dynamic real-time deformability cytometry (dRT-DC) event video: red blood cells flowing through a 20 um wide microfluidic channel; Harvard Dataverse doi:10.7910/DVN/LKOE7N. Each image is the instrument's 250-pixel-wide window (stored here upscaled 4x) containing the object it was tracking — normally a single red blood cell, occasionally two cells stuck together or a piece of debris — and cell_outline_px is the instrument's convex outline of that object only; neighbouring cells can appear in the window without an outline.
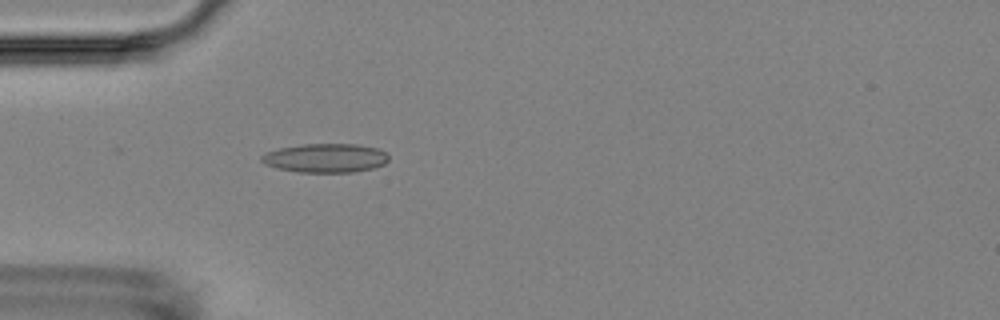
{"species": "Egyptian fruit bat (a non-hibernating species)", "species_latin": "Rousettus aegyptiacus", "temperature_condition": "room temperature", "stored_images_in_passage": 5, "camera_frame_rate_fps": 3000, "um_per_image_px": 0.085, "animal": {"sex": "female"}, "frame": {"image": 1, "passage_image": 5, "time_ms": 4.333, "image_size_px": [1000, 320], "cell_outline_px": [[388, 160], [384, 164], [372, 168], [352, 172], [300, 172], [276, 168], [264, 164], [260, 160], [260, 156], [268, 152], [280, 148], [304, 144], [356, 144], [376, 148], [384, 152], [388, 156]], "centroid_in_image_um": [27.64, 13.43], "position_along_channel_um": 57.4, "area_um2": 21.27}}